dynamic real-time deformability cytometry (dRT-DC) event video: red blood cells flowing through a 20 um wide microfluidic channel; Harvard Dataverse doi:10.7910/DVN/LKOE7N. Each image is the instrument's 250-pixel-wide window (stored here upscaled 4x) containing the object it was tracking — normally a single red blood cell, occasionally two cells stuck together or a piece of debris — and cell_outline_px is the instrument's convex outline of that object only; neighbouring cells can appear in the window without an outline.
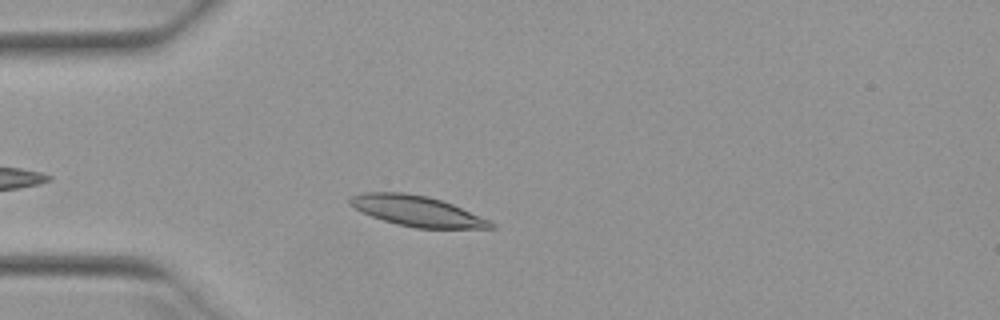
{"species": "Egyptian fruit bat (a non-hibernating species)", "species_latin": "Rousettus aegyptiacus", "temperature_condition": "warm", "stored_images_in_passage": 36, "camera_frame_rate_fps": 3000, "um_per_image_px": 0.085, "animal": {"sex": "female"}, "frame": {"image": 1, "passage_image": 2, "time_ms": 0.333, "image_size_px": [1000, 320], "cell_outline_px": [[496, 228], [416, 228], [396, 224], [360, 212], [348, 204], [348, 200], [352, 196], [364, 192], [404, 192], [428, 196], [452, 204], [488, 220], [496, 224]], "centroid_in_image_um": [35.4, 17.93], "position_along_channel_um": 49.6, "area_um2": 24.85}}
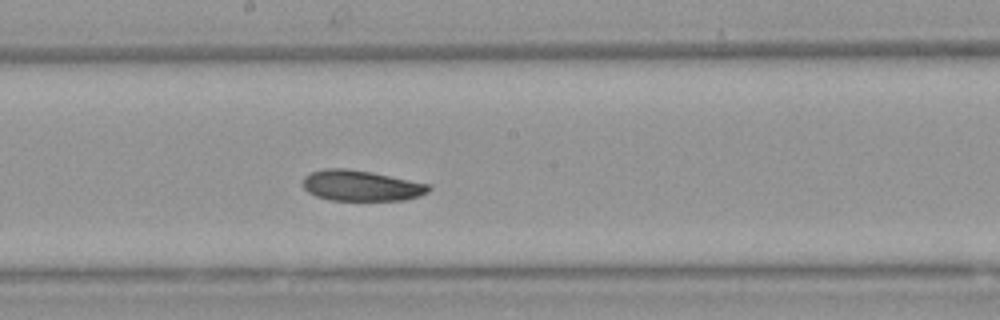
{"frame": {"image": 2, "passage_image": 16, "time_ms": 5.0, "image_size_px": [1000, 320], "cell_outline_px": [[432, 188], [428, 192], [420, 196], [404, 200], [328, 200], [316, 196], [308, 192], [304, 188], [304, 176], [312, 172], [324, 168], [348, 168], [372, 172], [428, 184]], "centroid_in_image_um": [30.69, 15.78], "position_along_channel_um": 217.5, "area_um2": 22.48}}
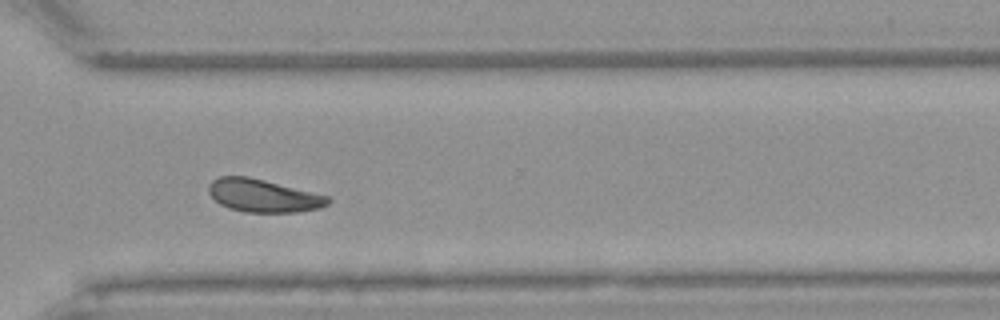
{"frame": {"image": 3, "passage_image": 26, "time_ms": 8.333, "image_size_px": [1000, 320], "cell_outline_px": [[332, 200], [328, 204], [320, 208], [296, 212], [244, 212], [228, 208], [220, 204], [208, 192], [208, 184], [212, 180], [220, 176], [248, 176], [328, 196]], "centroid_in_image_um": [22.35, 16.63], "position_along_channel_um": 348.2, "area_um2": 22.77}, "authors_computed_cell_mechanics": {"area_um2": 23.3223, "velocity_mm_per_s": 3.9196, "shape_relaxation_time_tau1_ms": 4.9813, "shape_relaxation_time_tau2_ms": null, "deformation_change_tau1": 0.137, "deformation_change_tau2": null}}